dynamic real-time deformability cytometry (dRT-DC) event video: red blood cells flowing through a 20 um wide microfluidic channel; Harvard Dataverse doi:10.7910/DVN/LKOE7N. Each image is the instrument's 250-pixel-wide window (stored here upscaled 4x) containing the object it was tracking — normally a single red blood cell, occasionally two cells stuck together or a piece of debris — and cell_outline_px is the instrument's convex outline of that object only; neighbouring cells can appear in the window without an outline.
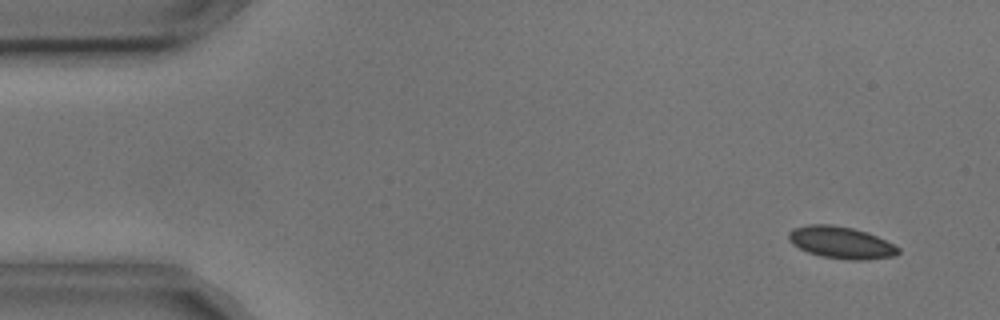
{"species": "common noctule bat (a hibernating species)", "species_latin": "Nyctalus noctula", "temperature_condition": "cold", "stored_images_in_passage": 4, "camera_frame_rate_fps": 3000, "um_per_image_px": 0.085, "animal": {"sex": "male", "body_mass_g": 17.9, "forearm_length_mm": 54.2}, "frame": {"image": 1, "passage_image": 1, "time_ms": 0.0, "image_size_px": [1000, 320], "cell_outline_px": [[900, 252], [892, 256], [868, 260], [844, 260], [820, 256], [808, 252], [792, 244], [788, 240], [788, 232], [792, 228], [808, 224], [832, 224], [852, 228], [868, 232], [900, 248]], "centroid_in_image_um": [71.45, 20.61], "position_along_channel_um": 13.5, "area_um2": 20.58}}
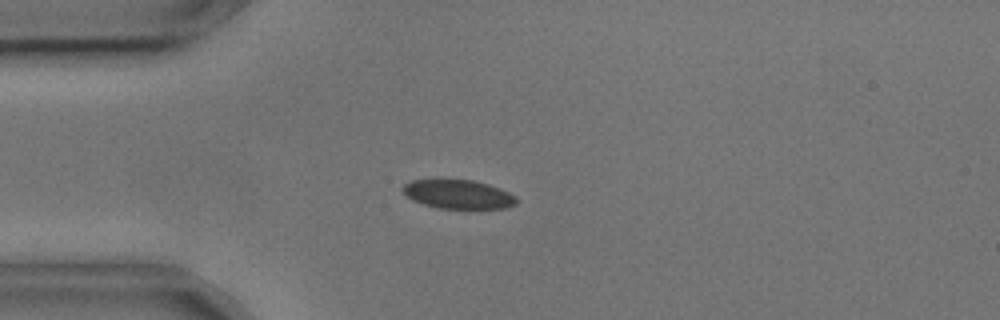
{"frame": {"image": 2, "passage_image": 4, "time_ms": 1.0, "image_size_px": [1000, 320], "cell_outline_px": [[516, 204], [504, 208], [440, 208], [424, 204], [412, 200], [404, 192], [404, 184], [412, 180], [436, 176], [472, 180], [488, 184], [508, 192], [516, 196]], "centroid_in_image_um": [38.89, 16.45], "position_along_channel_um": 46.1, "area_um2": 19.59}}